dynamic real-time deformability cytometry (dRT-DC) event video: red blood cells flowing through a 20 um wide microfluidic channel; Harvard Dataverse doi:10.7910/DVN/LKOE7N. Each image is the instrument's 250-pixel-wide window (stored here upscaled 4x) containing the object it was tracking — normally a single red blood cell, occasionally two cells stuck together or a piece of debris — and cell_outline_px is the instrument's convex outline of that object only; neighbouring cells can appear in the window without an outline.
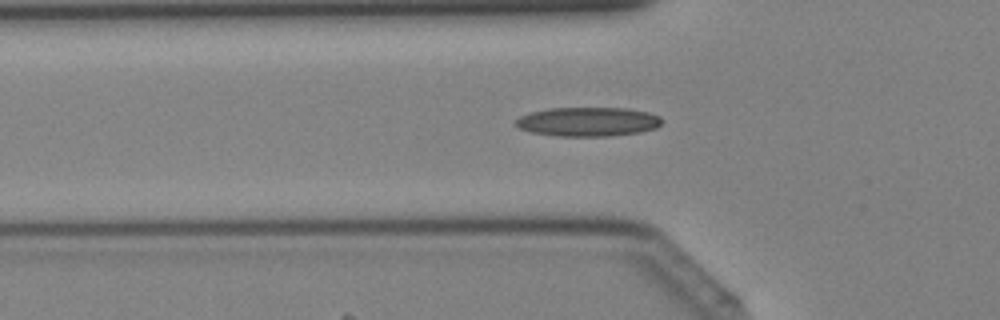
{"species": "Egyptian fruit bat (a non-hibernating species)", "species_latin": "Rousettus aegyptiacus", "temperature_condition": "cold", "stored_images_in_passage": 37, "camera_frame_rate_fps": 3000, "um_per_image_px": 0.085, "animal": {"sex": "female"}, "frame": {"image": 1, "passage_image": 10, "time_ms": 3.0, "image_size_px": [1000, 320], "cell_outline_px": [[660, 124], [656, 128], [636, 132], [608, 136], [560, 136], [532, 132], [520, 128], [516, 124], [516, 120], [520, 116], [532, 112], [548, 108], [628, 108], [648, 112], [660, 116]], "centroid_in_image_um": [49.98, 10.34], "position_along_channel_um": 75.8, "area_um2": 24.51}}
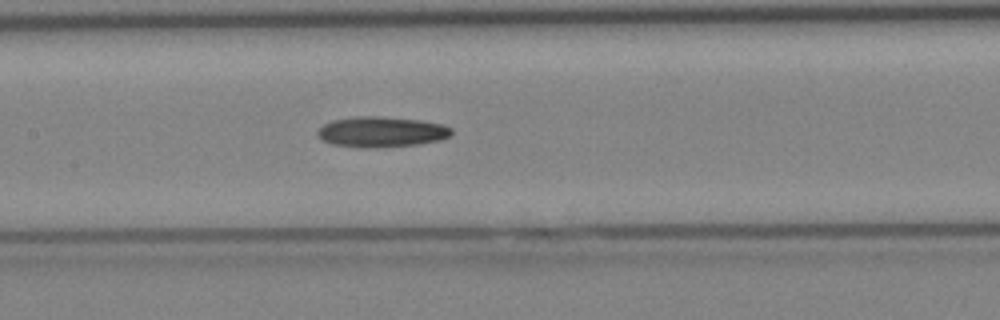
{"frame": {"image": 2, "passage_image": 16, "time_ms": 5.0, "image_size_px": [1000, 320], "cell_outline_px": [[452, 132], [448, 136], [440, 140], [416, 144], [376, 148], [364, 148], [332, 144], [324, 140], [316, 132], [324, 124], [332, 120], [356, 116], [380, 116], [420, 120], [444, 124], [452, 128]], "centroid_in_image_um": [32.43, 11.2], "position_along_channel_um": 175.0, "area_um2": 23.76}}
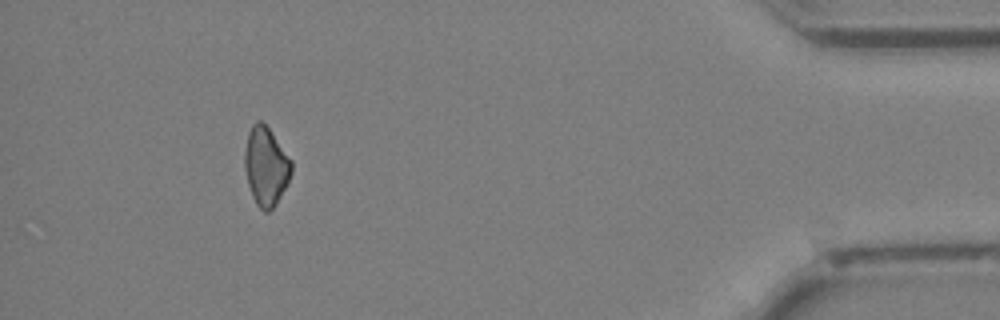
{"frame": {"image": 3, "passage_image": 34, "time_ms": 11.0, "image_size_px": [1000, 320], "cell_outline_px": [[292, 172], [288, 184], [276, 204], [268, 212], [264, 212], [256, 204], [252, 196], [248, 184], [244, 168], [244, 152], [248, 132], [252, 124], [256, 120], [260, 120], [268, 128], [292, 160]], "centroid_in_image_um": [22.6, 14.14], "position_along_channel_um": 412.6, "area_um2": 21.56}}